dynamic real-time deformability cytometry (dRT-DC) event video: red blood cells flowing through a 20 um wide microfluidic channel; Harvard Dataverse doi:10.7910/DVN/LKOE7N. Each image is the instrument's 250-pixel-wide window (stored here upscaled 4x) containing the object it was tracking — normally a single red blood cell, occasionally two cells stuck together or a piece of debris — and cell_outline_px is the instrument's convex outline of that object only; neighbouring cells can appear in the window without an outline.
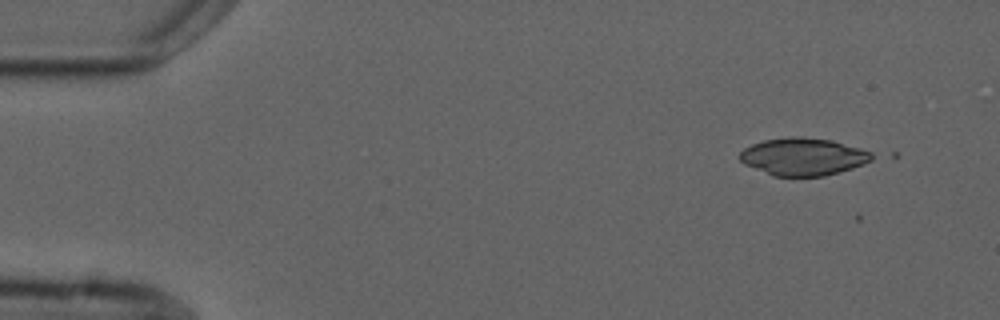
{"species": "common noctule bat (a hibernating species)", "species_latin": "Nyctalus noctula", "temperature_condition": "cold", "stored_images_in_passage": 6, "camera_frame_rate_fps": 3000, "um_per_image_px": 0.085, "animal": {"sex": "male", "forearm_length_mm": 52.5}, "frame": {"image": 1, "passage_image": 1, "time_ms": 0.0, "image_size_px": [1000, 320], "cell_outline_px": [[880, 156], [864, 164], [840, 172], [824, 176], [772, 176], [744, 164], [740, 160], [740, 152], [744, 148], [752, 144], [764, 140], [792, 136], [800, 136], [832, 140], [860, 148], [872, 152]], "centroid_in_image_um": [68.31, 13.31], "position_along_channel_um": 16.7, "area_um2": 29.13}}